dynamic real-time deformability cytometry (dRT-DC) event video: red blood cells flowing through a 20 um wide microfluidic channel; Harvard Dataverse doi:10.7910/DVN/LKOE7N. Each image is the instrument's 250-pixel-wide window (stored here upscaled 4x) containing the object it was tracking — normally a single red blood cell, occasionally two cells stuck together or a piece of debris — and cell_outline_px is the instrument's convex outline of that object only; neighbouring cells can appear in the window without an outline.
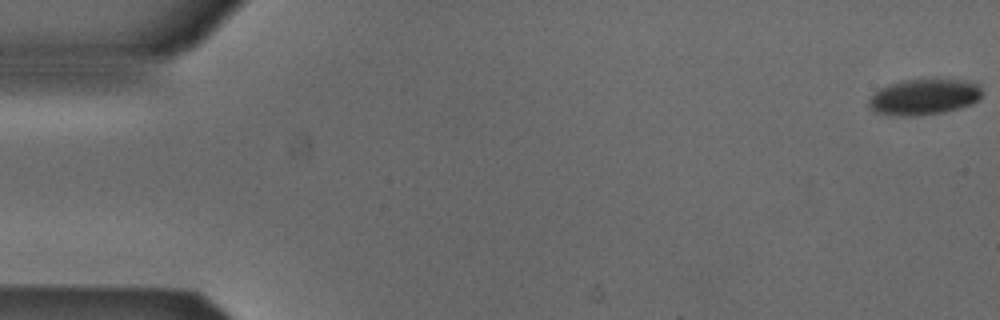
{"species": "Egyptian fruit bat (a non-hibernating species)", "species_latin": "Rousettus aegyptiacus", "temperature_condition": "cold", "stored_images_in_passage": 5, "camera_frame_rate_fps": 3000, "um_per_image_px": 0.085, "animal": {"sex": "male"}, "frame": {"image": 1, "passage_image": 1, "time_ms": 0.0, "image_size_px": [1000, 320], "cell_outline_px": [[984, 92], [980, 100], [972, 104], [960, 108], [944, 112], [920, 116], [900, 116], [872, 112], [868, 104], [868, 100], [880, 88], [888, 84], [904, 80], [964, 80], [980, 84]], "centroid_in_image_um": [78.58, 8.25], "position_along_channel_um": 6.4, "area_um2": 23.99}}
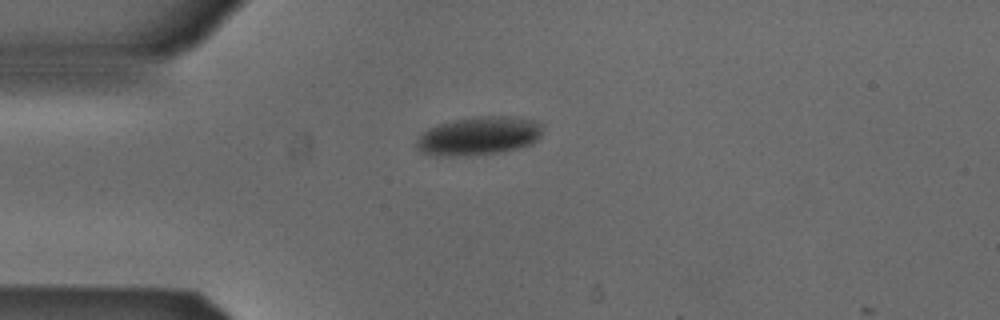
{"frame": {"image": 2, "passage_image": 4, "time_ms": 1.0, "image_size_px": [1000, 320], "cell_outline_px": [[540, 136], [532, 144], [520, 148], [500, 152], [456, 156], [444, 156], [424, 152], [416, 148], [416, 140], [428, 128], [440, 124], [456, 120], [484, 116], [508, 116], [532, 120], [540, 124]], "centroid_in_image_um": [40.7, 11.56], "position_along_channel_um": 44.3, "area_um2": 27.69}}